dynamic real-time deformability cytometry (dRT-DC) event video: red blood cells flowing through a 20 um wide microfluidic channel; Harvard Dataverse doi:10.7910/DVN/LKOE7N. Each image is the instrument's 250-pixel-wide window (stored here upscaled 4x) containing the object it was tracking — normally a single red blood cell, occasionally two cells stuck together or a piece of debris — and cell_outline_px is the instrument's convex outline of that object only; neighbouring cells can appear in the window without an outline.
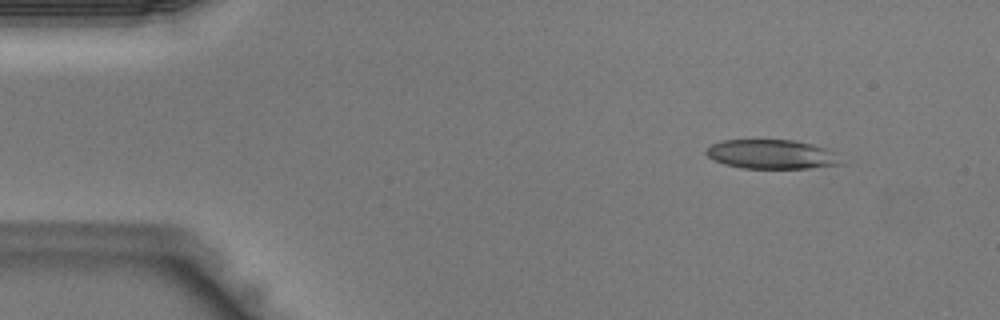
{"species": "Egyptian fruit bat (a non-hibernating species)", "species_latin": "Rousettus aegyptiacus", "temperature_condition": "warm", "stored_images_in_passage": 38, "camera_frame_rate_fps": 3000, "um_per_image_px": 0.085, "animal": {"sex": "male"}, "frame": {"image": 1, "passage_image": 1, "time_ms": 0.0, "image_size_px": [1000, 320], "cell_outline_px": [[844, 164], [808, 168], [744, 168], [724, 164], [708, 156], [704, 152], [712, 144], [720, 140], [792, 140], [812, 144], [824, 148], [832, 152]], "centroid_in_image_um": [65.56, 13.11], "position_along_channel_um": 19.4, "area_um2": 22.66}}
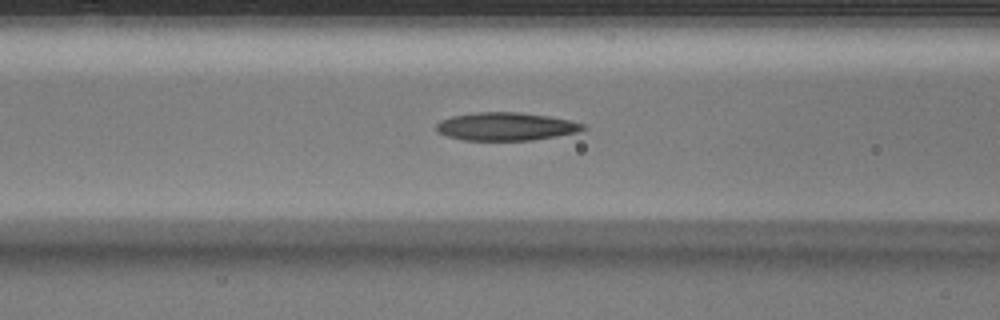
{"frame": {"image": 2, "passage_image": 13, "time_ms": 4.0, "image_size_px": [1000, 320], "cell_outline_px": [[588, 128], [576, 132], [556, 136], [532, 140], [464, 140], [448, 136], [436, 132], [436, 124], [440, 120], [452, 116], [476, 112], [520, 112], [548, 116], [572, 120], [584, 124]], "centroid_in_image_um": [43.0, 10.74], "position_along_channel_um": 123.6, "area_um2": 24.04}}
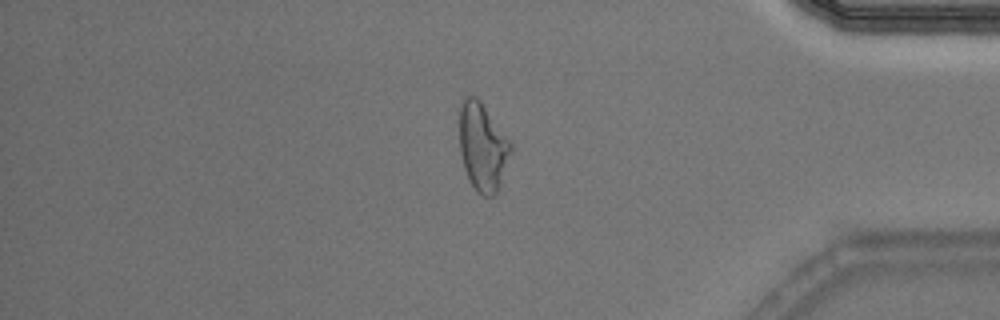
{"frame": {"image": 3, "passage_image": 32, "time_ms": 10.333, "image_size_px": [1000, 320], "cell_outline_px": [[512, 152], [496, 196], [484, 196], [476, 192], [468, 180], [464, 168], [460, 152], [460, 100], [468, 96], [476, 96], [480, 100], [512, 144]], "centroid_in_image_um": [41.02, 12.52], "position_along_channel_um": 394.2, "area_um2": 26.47}}